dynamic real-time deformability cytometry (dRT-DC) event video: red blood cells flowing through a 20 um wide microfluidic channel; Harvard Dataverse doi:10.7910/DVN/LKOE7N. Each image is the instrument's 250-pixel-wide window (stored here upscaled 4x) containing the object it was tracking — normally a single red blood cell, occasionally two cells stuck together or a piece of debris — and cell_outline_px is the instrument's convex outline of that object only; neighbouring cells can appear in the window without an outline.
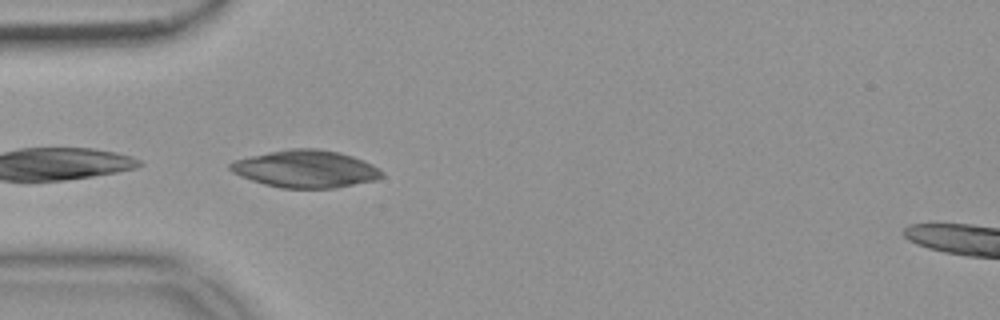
{"species": "common noctule bat (a hibernating species)", "species_latin": "Nyctalus noctula", "temperature_condition": "warm", "stored_images_in_passage": 5, "camera_frame_rate_fps": 3000, "um_per_image_px": 0.085, "animal": {"sex": "female", "body_mass_g": 18.4}, "frame": {"image": 1, "passage_image": 1, "time_ms": 0.0, "image_size_px": [1000, 320], "cell_outline_px": [[384, 176], [376, 180], [336, 188], [280, 188], [264, 184], [240, 176], [232, 172], [228, 168], [228, 164], [232, 160], [268, 152], [288, 148], [316, 148], [340, 152], [364, 160], [380, 168], [384, 172]], "centroid_in_image_um": [25.98, 14.35], "position_along_channel_um": 59.0, "area_um2": 33.41}}